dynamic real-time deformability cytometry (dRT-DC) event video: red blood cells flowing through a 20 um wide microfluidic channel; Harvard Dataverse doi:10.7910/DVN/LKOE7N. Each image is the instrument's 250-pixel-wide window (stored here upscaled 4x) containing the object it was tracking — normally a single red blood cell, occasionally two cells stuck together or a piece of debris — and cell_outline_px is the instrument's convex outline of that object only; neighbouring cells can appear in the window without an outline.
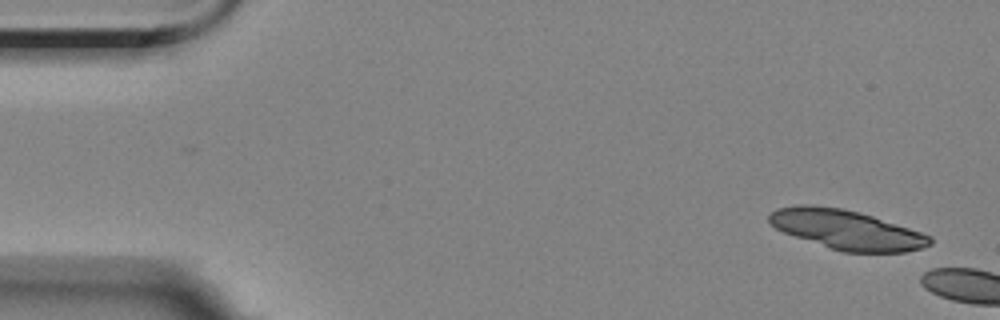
{"species": "Egyptian fruit bat (a non-hibernating species)", "species_latin": "Rousettus aegyptiacus", "temperature_condition": "room temperature", "stored_images_in_passage": 6, "camera_frame_rate_fps": 3000, "um_per_image_px": 0.085, "animal": {"sex": "female"}, "frame": {"image": 1, "passage_image": 1, "time_ms": 0.0, "image_size_px": [1000, 320], "cell_outline_px": [[932, 244], [920, 248], [904, 252], [844, 252], [784, 232], [776, 228], [768, 220], [768, 216], [776, 208], [800, 204], [808, 204], [840, 208], [872, 216], [932, 236]], "centroid_in_image_um": [71.95, 19.51], "position_along_channel_um": 13.0, "area_um2": 36.24}}